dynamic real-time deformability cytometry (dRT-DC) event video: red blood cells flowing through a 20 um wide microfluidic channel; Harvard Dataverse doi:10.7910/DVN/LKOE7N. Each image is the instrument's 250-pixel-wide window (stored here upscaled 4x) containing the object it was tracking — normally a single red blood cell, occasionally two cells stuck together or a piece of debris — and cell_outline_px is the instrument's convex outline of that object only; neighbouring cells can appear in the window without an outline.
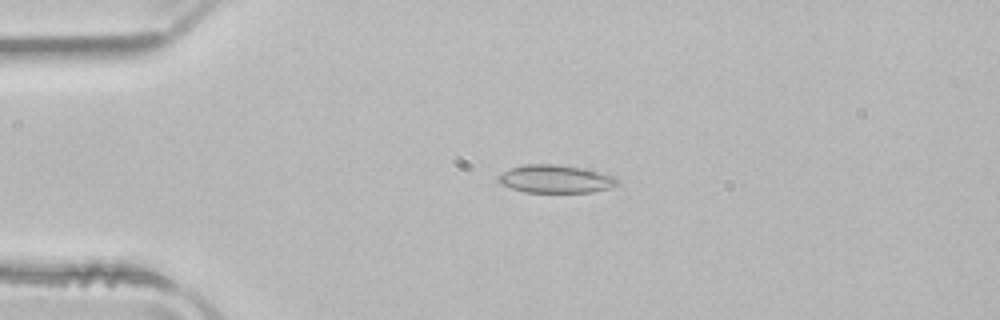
{"species": "common noctule bat (a hibernating species)", "species_latin": "Nyctalus noctula", "temperature_condition": "room temperature", "stored_images_in_passage": 42, "camera_frame_rate_fps": 3000, "um_per_image_px": 0.085, "animal": {"sex": "male", "body_mass_g": 21.5, "forearm_length_mm": 52.0}, "frame": {"image": 1, "passage_image": 2, "time_ms": 0.333, "image_size_px": [1000, 320], "cell_outline_px": [[620, 180], [616, 184], [608, 188], [592, 192], [524, 192], [500, 184], [496, 180], [504, 172], [512, 168], [524, 164], [556, 164], [580, 168], [616, 176]], "centroid_in_image_um": [47.22, 15.21], "position_along_channel_um": 37.8, "area_um2": 19.19}}
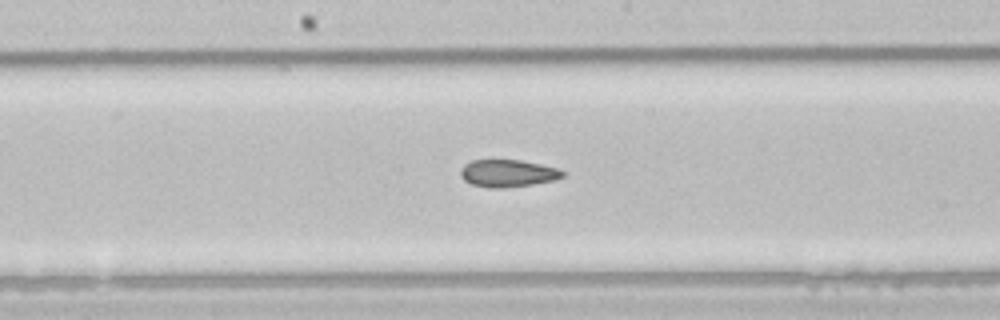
{"frame": {"image": 2, "passage_image": 17, "time_ms": 5.333, "image_size_px": [1000, 320], "cell_outline_px": [[564, 176], [556, 180], [532, 184], [504, 188], [488, 188], [472, 184], [464, 180], [460, 176], [460, 168], [464, 164], [472, 160], [520, 160], [560, 168], [564, 172]], "centroid_in_image_um": [43.16, 14.73], "position_along_channel_um": 205.0, "area_um2": 16.42}}
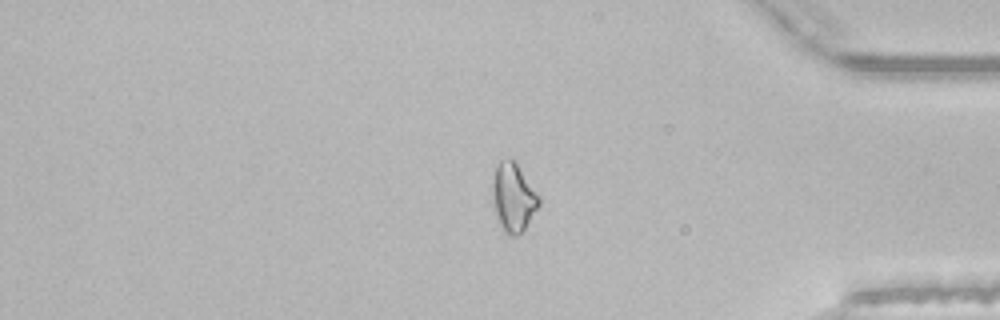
{"frame": {"image": 3, "passage_image": 33, "time_ms": 10.667, "image_size_px": [1000, 320], "cell_outline_px": [[540, 204], [524, 228], [516, 236], [512, 236], [504, 232], [496, 216], [492, 200], [492, 184], [496, 164], [500, 160], [508, 156], [512, 156], [540, 196]], "centroid_in_image_um": [43.61, 16.71], "position_along_channel_um": 391.6, "area_um2": 18.73}, "authors_computed_cell_mechanics": {"area_um2": 17.3978, "velocity_mm_per_s": 3.9643, "shape_relaxation_time_tau1_ms": null, "shape_relaxation_time_tau2_ms": 2.7971, "deformation_change_tau1": null, "deformation_change_tau2": 0.0788}}